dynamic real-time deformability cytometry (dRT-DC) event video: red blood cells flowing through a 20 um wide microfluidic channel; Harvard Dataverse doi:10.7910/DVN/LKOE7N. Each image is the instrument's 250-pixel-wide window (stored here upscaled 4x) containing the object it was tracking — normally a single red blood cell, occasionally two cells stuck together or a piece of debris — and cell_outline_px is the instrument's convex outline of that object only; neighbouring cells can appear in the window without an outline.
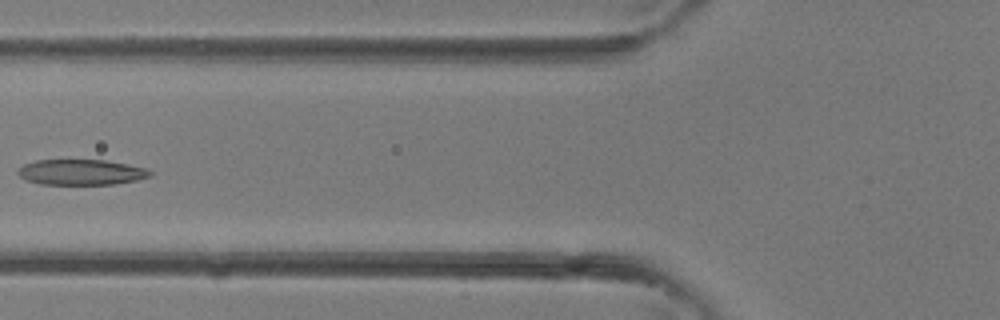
{"species": "common noctule bat (a hibernating species)", "species_latin": "Nyctalus noctula", "temperature_condition": "room temperature", "stored_images_in_passage": 5, "camera_frame_rate_fps": 3000, "um_per_image_px": 0.085, "animal": {"sex": "female"}, "frame": {"image": 1, "passage_image": 5, "time_ms": 1.333, "image_size_px": [1000, 320], "cell_outline_px": [[152, 176], [136, 180], [116, 184], [40, 184], [24, 180], [16, 172], [24, 164], [36, 160], [108, 160], [148, 168], [152, 172]], "centroid_in_image_um": [6.92, 14.63], "position_along_channel_um": 118.9, "area_um2": 19.83}}